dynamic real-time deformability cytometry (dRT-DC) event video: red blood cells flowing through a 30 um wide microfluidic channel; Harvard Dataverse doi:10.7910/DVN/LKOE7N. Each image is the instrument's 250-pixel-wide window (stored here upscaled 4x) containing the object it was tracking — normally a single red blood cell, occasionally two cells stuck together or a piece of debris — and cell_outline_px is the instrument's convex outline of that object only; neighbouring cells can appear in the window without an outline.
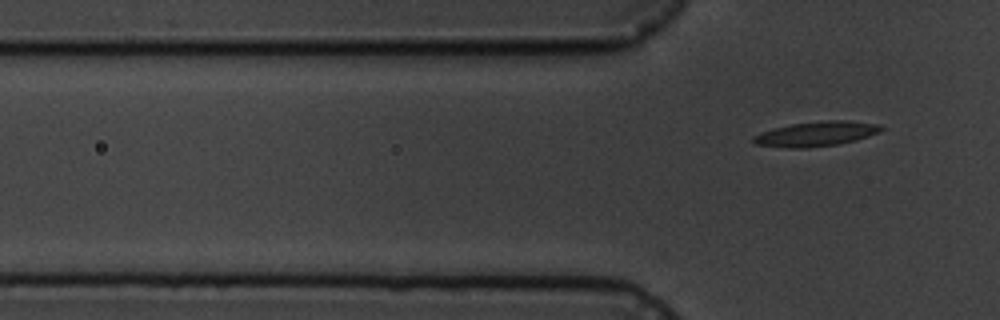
{"species": "common noctule bat (a hibernating species)", "species_latin": "Nyctalus noctula", "temperature_condition": "cold", "stored_images_in_passage": 4, "segment_of_instrument_passage": [2, 2], "camera_frame_rate_fps": 3000, "um_per_image_px": 0.085, "animal": {"sex": "male", "body_mass_g": 19.5, "forearm_length_mm": 54.6}, "frame": {"image": 1, "passage_image": 4, "time_ms": 22.667, "image_size_px": [1000, 320], "cell_outline_px": [[884, 128], [868, 136], [856, 140], [836, 144], [804, 148], [788, 148], [756, 144], [752, 140], [752, 136], [760, 132], [792, 124], [828, 120], [844, 120], [880, 124]], "centroid_in_image_um": [69.35, 11.38], "position_along_channel_um": 56.4, "area_um2": 18.15}}